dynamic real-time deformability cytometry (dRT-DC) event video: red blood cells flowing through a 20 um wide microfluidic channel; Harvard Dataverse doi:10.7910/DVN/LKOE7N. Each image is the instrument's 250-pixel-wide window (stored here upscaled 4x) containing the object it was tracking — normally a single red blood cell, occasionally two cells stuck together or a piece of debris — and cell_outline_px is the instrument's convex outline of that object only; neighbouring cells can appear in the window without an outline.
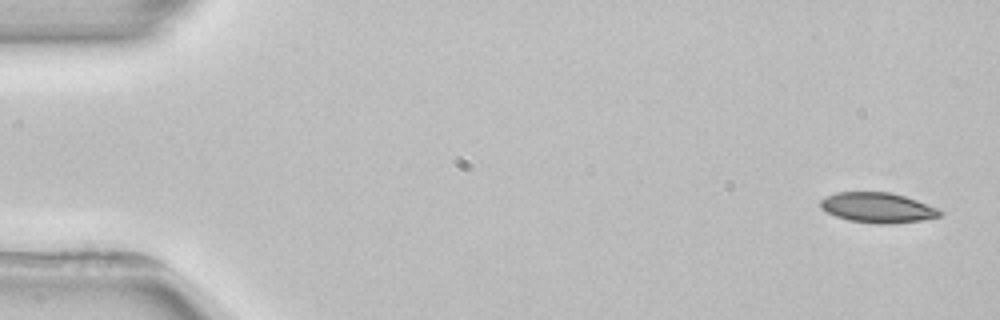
{"species": "common noctule bat (a hibernating species)", "species_latin": "Nyctalus noctula", "temperature_condition": "room temperature", "stored_images_in_passage": 4, "camera_frame_rate_fps": 3000, "um_per_image_px": 0.085, "animal": {"sex": "female", "body_mass_g": 22.7, "forearm_length_mm": 54.2}, "frame": {"image": 1, "passage_image": 1, "time_ms": 0.0, "image_size_px": [1000, 320], "cell_outline_px": [[944, 212], [940, 216], [924, 220], [892, 224], [876, 224], [848, 220], [836, 216], [820, 208], [820, 200], [836, 192], [892, 192], [940, 208]], "centroid_in_image_um": [74.64, 17.66], "position_along_channel_um": 10.4, "area_um2": 21.15}}
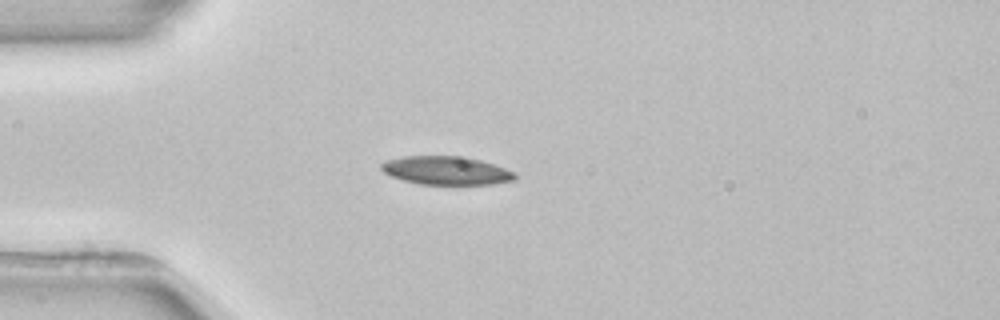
{"frame": {"image": 2, "passage_image": 4, "time_ms": 4.0, "image_size_px": [1000, 320], "cell_outline_px": [[516, 180], [492, 184], [420, 184], [404, 180], [392, 176], [384, 172], [380, 168], [380, 164], [384, 160], [400, 156], [468, 156], [516, 172]], "centroid_in_image_um": [37.92, 14.48], "position_along_channel_um": 47.1, "area_um2": 22.25}}